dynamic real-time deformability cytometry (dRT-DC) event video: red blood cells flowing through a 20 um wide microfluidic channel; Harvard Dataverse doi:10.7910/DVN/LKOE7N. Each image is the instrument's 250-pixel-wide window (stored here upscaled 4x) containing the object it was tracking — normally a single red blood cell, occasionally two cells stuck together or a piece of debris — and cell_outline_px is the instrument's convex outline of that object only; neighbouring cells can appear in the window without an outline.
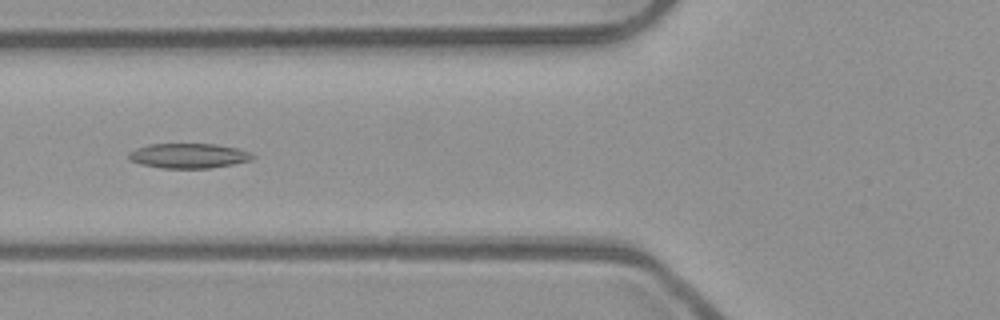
{"species": "common noctule bat (a hibernating species)", "species_latin": "Nyctalus noctula", "temperature_condition": "room temperature", "stored_images_in_passage": 40, "camera_frame_rate_fps": 3000, "um_per_image_px": 0.085, "animal": {"sex": "male", "body_mass_g": 23.1, "forearm_length_mm": 52.7}, "frame": {"image": 1, "passage_image": 7, "time_ms": 2.0, "image_size_px": [1000, 320], "cell_outline_px": [[256, 156], [252, 160], [232, 164], [208, 168], [164, 168], [140, 164], [128, 160], [128, 152], [136, 148], [148, 144], [216, 144], [236, 148], [248, 152]], "centroid_in_image_um": [15.99, 13.24], "position_along_channel_um": 109.8, "area_um2": 17.92}}
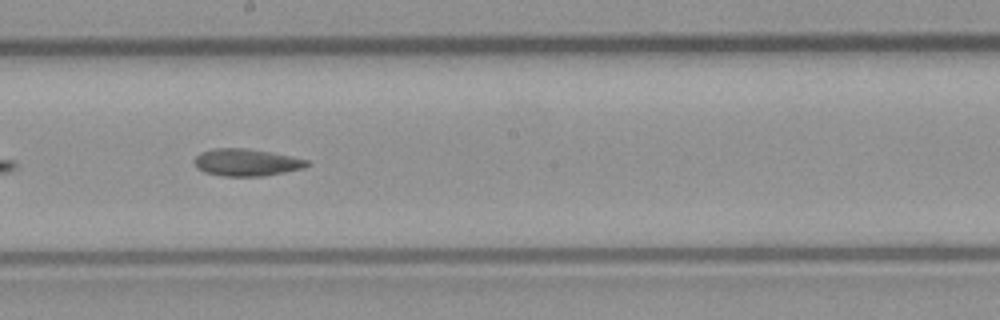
{"frame": {"image": 2, "passage_image": 16, "time_ms": 5.0, "image_size_px": [1000, 320], "cell_outline_px": [[308, 164], [304, 168], [264, 176], [220, 176], [204, 172], [196, 168], [192, 160], [200, 152], [212, 148], [244, 148], [268, 152], [308, 160]], "centroid_in_image_um": [20.86, 13.81], "position_along_channel_um": 227.3, "area_um2": 17.8}}
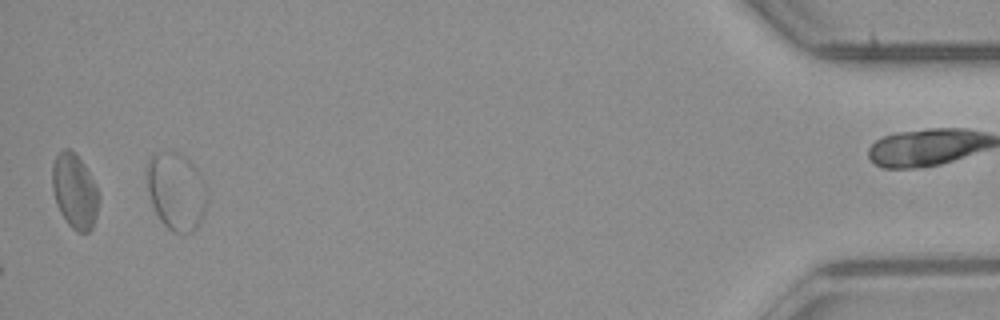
{"frame": {"image": 3, "passage_image": 37, "time_ms": 12.0, "image_size_px": [1000, 320], "cell_outline_px": [[208, 204], [196, 228], [192, 232], [180, 236], [172, 232], [160, 220], [152, 204], [148, 192], [148, 160], [156, 152], [176, 152], [200, 168], [208, 192]], "centroid_in_image_um": [15.04, 16.29], "position_along_channel_um": 420.2, "area_um2": 27.63}}